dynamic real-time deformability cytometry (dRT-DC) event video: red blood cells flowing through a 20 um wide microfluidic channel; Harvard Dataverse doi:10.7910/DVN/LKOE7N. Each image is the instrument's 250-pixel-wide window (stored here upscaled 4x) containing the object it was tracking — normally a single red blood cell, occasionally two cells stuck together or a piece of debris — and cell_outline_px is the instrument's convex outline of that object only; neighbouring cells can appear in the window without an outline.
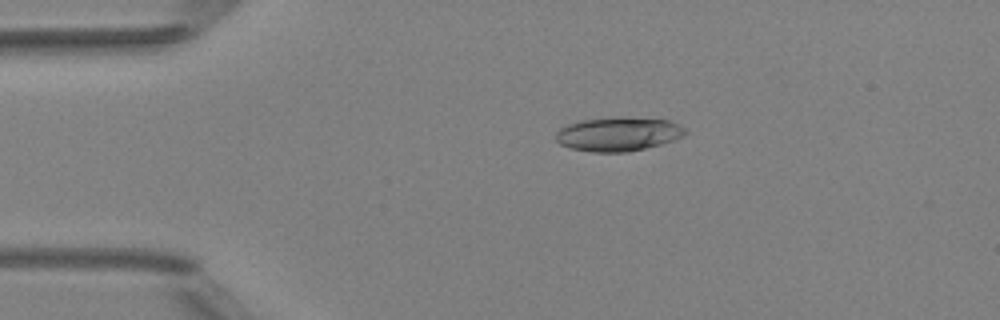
{"species": "Egyptian fruit bat (a non-hibernating species)", "species_latin": "Rousettus aegyptiacus", "temperature_condition": "room temperature", "stored_images_in_passage": 4, "camera_frame_rate_fps": 3000, "um_per_image_px": 0.085, "animal": {"sex": "female"}, "frame": {"image": 1, "passage_image": 3, "time_ms": 2.667, "image_size_px": [1000, 320], "cell_outline_px": [[688, 132], [684, 136], [660, 144], [628, 152], [592, 152], [572, 148], [560, 144], [556, 140], [556, 132], [560, 128], [568, 124], [580, 120], [668, 120], [684, 128]], "centroid_in_image_um": [52.51, 11.45], "position_along_channel_um": 32.5, "area_um2": 24.33}}